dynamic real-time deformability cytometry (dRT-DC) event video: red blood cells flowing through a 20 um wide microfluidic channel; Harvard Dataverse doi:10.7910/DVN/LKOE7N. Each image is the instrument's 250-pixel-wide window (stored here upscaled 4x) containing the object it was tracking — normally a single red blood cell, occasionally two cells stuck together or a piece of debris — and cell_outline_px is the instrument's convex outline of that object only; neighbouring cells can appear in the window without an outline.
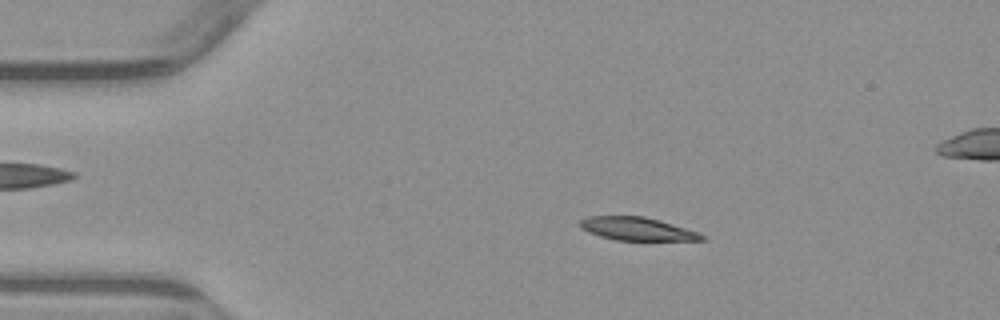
{"species": "common noctule bat (a hibernating species)", "species_latin": "Nyctalus noctula", "temperature_condition": "warm", "stored_images_in_passage": 3, "camera_frame_rate_fps": 3000, "um_per_image_px": 0.085, "animal": {"sex": "male", "body_mass_g": 23.1, "forearm_length_mm": 52.7}, "frame": {"image": 1, "passage_image": 1, "time_ms": 0.0, "image_size_px": [1000, 320], "cell_outline_px": [[708, 240], [616, 240], [600, 236], [588, 232], [580, 228], [580, 220], [588, 216], [644, 216], [660, 220], [696, 232], [704, 236]], "centroid_in_image_um": [54.11, 19.45], "position_along_channel_um": 30.9, "area_um2": 16.24}}